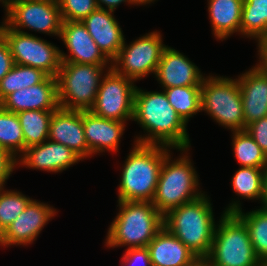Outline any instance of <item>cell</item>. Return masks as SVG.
<instances>
[{
  "mask_svg": "<svg viewBox=\"0 0 267 266\" xmlns=\"http://www.w3.org/2000/svg\"><path fill=\"white\" fill-rule=\"evenodd\" d=\"M147 134L134 143L163 145L173 149L190 148L187 124L170 105L164 92L145 91L136 86L133 119Z\"/></svg>",
  "mask_w": 267,
  "mask_h": 266,
  "instance_id": "6da1fadb",
  "label": "cell"
},
{
  "mask_svg": "<svg viewBox=\"0 0 267 266\" xmlns=\"http://www.w3.org/2000/svg\"><path fill=\"white\" fill-rule=\"evenodd\" d=\"M134 144L123 165L117 201L152 202L164 158L173 148Z\"/></svg>",
  "mask_w": 267,
  "mask_h": 266,
  "instance_id": "7a4b0ae2",
  "label": "cell"
},
{
  "mask_svg": "<svg viewBox=\"0 0 267 266\" xmlns=\"http://www.w3.org/2000/svg\"><path fill=\"white\" fill-rule=\"evenodd\" d=\"M212 208L207 195L203 194L169 210L163 215V225L197 257H207L217 225Z\"/></svg>",
  "mask_w": 267,
  "mask_h": 266,
  "instance_id": "3957f363",
  "label": "cell"
},
{
  "mask_svg": "<svg viewBox=\"0 0 267 266\" xmlns=\"http://www.w3.org/2000/svg\"><path fill=\"white\" fill-rule=\"evenodd\" d=\"M119 212L106 235L109 248H143L164 227L163 215L150 201H117Z\"/></svg>",
  "mask_w": 267,
  "mask_h": 266,
  "instance_id": "277c9868",
  "label": "cell"
},
{
  "mask_svg": "<svg viewBox=\"0 0 267 266\" xmlns=\"http://www.w3.org/2000/svg\"><path fill=\"white\" fill-rule=\"evenodd\" d=\"M188 148L178 149L182 156L171 160L169 152L164 158L152 204L162 214L197 199L205 192L200 188L198 174L188 156Z\"/></svg>",
  "mask_w": 267,
  "mask_h": 266,
  "instance_id": "5b68a950",
  "label": "cell"
},
{
  "mask_svg": "<svg viewBox=\"0 0 267 266\" xmlns=\"http://www.w3.org/2000/svg\"><path fill=\"white\" fill-rule=\"evenodd\" d=\"M207 258L211 266H264L253 250L247 226L235 213L221 214Z\"/></svg>",
  "mask_w": 267,
  "mask_h": 266,
  "instance_id": "8992f818",
  "label": "cell"
},
{
  "mask_svg": "<svg viewBox=\"0 0 267 266\" xmlns=\"http://www.w3.org/2000/svg\"><path fill=\"white\" fill-rule=\"evenodd\" d=\"M106 67L111 69V65L61 63L56 76L59 107L89 111L95 103Z\"/></svg>",
  "mask_w": 267,
  "mask_h": 266,
  "instance_id": "52a82bcc",
  "label": "cell"
},
{
  "mask_svg": "<svg viewBox=\"0 0 267 266\" xmlns=\"http://www.w3.org/2000/svg\"><path fill=\"white\" fill-rule=\"evenodd\" d=\"M201 111L219 125L232 131H244L241 90L236 79L206 76L201 85Z\"/></svg>",
  "mask_w": 267,
  "mask_h": 266,
  "instance_id": "ba28073f",
  "label": "cell"
},
{
  "mask_svg": "<svg viewBox=\"0 0 267 266\" xmlns=\"http://www.w3.org/2000/svg\"><path fill=\"white\" fill-rule=\"evenodd\" d=\"M0 34L9 46L14 63L40 69L51 77L57 76L61 65L58 47L28 32L15 31L4 21Z\"/></svg>",
  "mask_w": 267,
  "mask_h": 266,
  "instance_id": "9c48e42d",
  "label": "cell"
},
{
  "mask_svg": "<svg viewBox=\"0 0 267 266\" xmlns=\"http://www.w3.org/2000/svg\"><path fill=\"white\" fill-rule=\"evenodd\" d=\"M162 34L150 32L127 45L124 41L116 58L111 62V68L118 74L134 80L155 75L164 49Z\"/></svg>",
  "mask_w": 267,
  "mask_h": 266,
  "instance_id": "30bf717a",
  "label": "cell"
},
{
  "mask_svg": "<svg viewBox=\"0 0 267 266\" xmlns=\"http://www.w3.org/2000/svg\"><path fill=\"white\" fill-rule=\"evenodd\" d=\"M90 111L102 118L126 122L133 119L134 80L107 69Z\"/></svg>",
  "mask_w": 267,
  "mask_h": 266,
  "instance_id": "8fae6325",
  "label": "cell"
},
{
  "mask_svg": "<svg viewBox=\"0 0 267 266\" xmlns=\"http://www.w3.org/2000/svg\"><path fill=\"white\" fill-rule=\"evenodd\" d=\"M5 15L3 21L15 31L25 28L60 37L63 20L59 5L52 2L18 0Z\"/></svg>",
  "mask_w": 267,
  "mask_h": 266,
  "instance_id": "7c38bea8",
  "label": "cell"
},
{
  "mask_svg": "<svg viewBox=\"0 0 267 266\" xmlns=\"http://www.w3.org/2000/svg\"><path fill=\"white\" fill-rule=\"evenodd\" d=\"M56 213L52 206L32 199L25 210L0 235V246L4 248L32 244Z\"/></svg>",
  "mask_w": 267,
  "mask_h": 266,
  "instance_id": "4fadbf2b",
  "label": "cell"
},
{
  "mask_svg": "<svg viewBox=\"0 0 267 266\" xmlns=\"http://www.w3.org/2000/svg\"><path fill=\"white\" fill-rule=\"evenodd\" d=\"M59 38L62 39L70 53L67 55L60 50L61 63L111 65L82 22L63 21Z\"/></svg>",
  "mask_w": 267,
  "mask_h": 266,
  "instance_id": "5bb4252c",
  "label": "cell"
},
{
  "mask_svg": "<svg viewBox=\"0 0 267 266\" xmlns=\"http://www.w3.org/2000/svg\"><path fill=\"white\" fill-rule=\"evenodd\" d=\"M80 160L82 161L69 147L47 140L26 148L17 159V166L22 165L29 169L58 173L65 171Z\"/></svg>",
  "mask_w": 267,
  "mask_h": 266,
  "instance_id": "9a60e30c",
  "label": "cell"
},
{
  "mask_svg": "<svg viewBox=\"0 0 267 266\" xmlns=\"http://www.w3.org/2000/svg\"><path fill=\"white\" fill-rule=\"evenodd\" d=\"M155 77L162 89L179 86H201L205 76L178 50L167 45L159 61Z\"/></svg>",
  "mask_w": 267,
  "mask_h": 266,
  "instance_id": "2e32d148",
  "label": "cell"
},
{
  "mask_svg": "<svg viewBox=\"0 0 267 266\" xmlns=\"http://www.w3.org/2000/svg\"><path fill=\"white\" fill-rule=\"evenodd\" d=\"M0 106L16 114L27 110H57V79L48 76L39 84L12 92L0 102Z\"/></svg>",
  "mask_w": 267,
  "mask_h": 266,
  "instance_id": "e0dca14e",
  "label": "cell"
},
{
  "mask_svg": "<svg viewBox=\"0 0 267 266\" xmlns=\"http://www.w3.org/2000/svg\"><path fill=\"white\" fill-rule=\"evenodd\" d=\"M113 14L114 11L97 8L82 21L110 63L116 58L126 40L122 28Z\"/></svg>",
  "mask_w": 267,
  "mask_h": 266,
  "instance_id": "ac0fdd59",
  "label": "cell"
},
{
  "mask_svg": "<svg viewBox=\"0 0 267 266\" xmlns=\"http://www.w3.org/2000/svg\"><path fill=\"white\" fill-rule=\"evenodd\" d=\"M48 140L69 147L82 160L88 158L82 111L58 108L53 112Z\"/></svg>",
  "mask_w": 267,
  "mask_h": 266,
  "instance_id": "d6986e66",
  "label": "cell"
},
{
  "mask_svg": "<svg viewBox=\"0 0 267 266\" xmlns=\"http://www.w3.org/2000/svg\"><path fill=\"white\" fill-rule=\"evenodd\" d=\"M83 130L88 146V158L105 151L118 152L126 122L99 117L82 111Z\"/></svg>",
  "mask_w": 267,
  "mask_h": 266,
  "instance_id": "ffe728a7",
  "label": "cell"
},
{
  "mask_svg": "<svg viewBox=\"0 0 267 266\" xmlns=\"http://www.w3.org/2000/svg\"><path fill=\"white\" fill-rule=\"evenodd\" d=\"M243 105L244 129L267 116V74L256 65L237 78Z\"/></svg>",
  "mask_w": 267,
  "mask_h": 266,
  "instance_id": "44dd1931",
  "label": "cell"
},
{
  "mask_svg": "<svg viewBox=\"0 0 267 266\" xmlns=\"http://www.w3.org/2000/svg\"><path fill=\"white\" fill-rule=\"evenodd\" d=\"M152 266H187L197 256L163 227L147 246Z\"/></svg>",
  "mask_w": 267,
  "mask_h": 266,
  "instance_id": "7402d4cb",
  "label": "cell"
},
{
  "mask_svg": "<svg viewBox=\"0 0 267 266\" xmlns=\"http://www.w3.org/2000/svg\"><path fill=\"white\" fill-rule=\"evenodd\" d=\"M214 37L223 41L234 33L241 34L244 0H207Z\"/></svg>",
  "mask_w": 267,
  "mask_h": 266,
  "instance_id": "603a6c76",
  "label": "cell"
},
{
  "mask_svg": "<svg viewBox=\"0 0 267 266\" xmlns=\"http://www.w3.org/2000/svg\"><path fill=\"white\" fill-rule=\"evenodd\" d=\"M239 201H232L224 213H235L247 226L253 250L264 266L267 265V209L252 210L244 213Z\"/></svg>",
  "mask_w": 267,
  "mask_h": 266,
  "instance_id": "cb8c5ba5",
  "label": "cell"
},
{
  "mask_svg": "<svg viewBox=\"0 0 267 266\" xmlns=\"http://www.w3.org/2000/svg\"><path fill=\"white\" fill-rule=\"evenodd\" d=\"M55 110H27L17 113L23 131L25 150L48 140L50 121Z\"/></svg>",
  "mask_w": 267,
  "mask_h": 266,
  "instance_id": "d4e9b609",
  "label": "cell"
},
{
  "mask_svg": "<svg viewBox=\"0 0 267 266\" xmlns=\"http://www.w3.org/2000/svg\"><path fill=\"white\" fill-rule=\"evenodd\" d=\"M267 168L240 167L231 180L232 190L242 199L263 201Z\"/></svg>",
  "mask_w": 267,
  "mask_h": 266,
  "instance_id": "484cf974",
  "label": "cell"
},
{
  "mask_svg": "<svg viewBox=\"0 0 267 266\" xmlns=\"http://www.w3.org/2000/svg\"><path fill=\"white\" fill-rule=\"evenodd\" d=\"M241 35L259 40L267 37V0H244Z\"/></svg>",
  "mask_w": 267,
  "mask_h": 266,
  "instance_id": "4316f807",
  "label": "cell"
},
{
  "mask_svg": "<svg viewBox=\"0 0 267 266\" xmlns=\"http://www.w3.org/2000/svg\"><path fill=\"white\" fill-rule=\"evenodd\" d=\"M170 105L187 124L201 111V86H179L163 89Z\"/></svg>",
  "mask_w": 267,
  "mask_h": 266,
  "instance_id": "83f0119b",
  "label": "cell"
},
{
  "mask_svg": "<svg viewBox=\"0 0 267 266\" xmlns=\"http://www.w3.org/2000/svg\"><path fill=\"white\" fill-rule=\"evenodd\" d=\"M232 134V149L240 167L267 168L266 154L246 130Z\"/></svg>",
  "mask_w": 267,
  "mask_h": 266,
  "instance_id": "f1b7e54d",
  "label": "cell"
},
{
  "mask_svg": "<svg viewBox=\"0 0 267 266\" xmlns=\"http://www.w3.org/2000/svg\"><path fill=\"white\" fill-rule=\"evenodd\" d=\"M0 148L9 152L15 159H18L25 151L23 131L17 114L4 110L1 106Z\"/></svg>",
  "mask_w": 267,
  "mask_h": 266,
  "instance_id": "f546056e",
  "label": "cell"
},
{
  "mask_svg": "<svg viewBox=\"0 0 267 266\" xmlns=\"http://www.w3.org/2000/svg\"><path fill=\"white\" fill-rule=\"evenodd\" d=\"M47 77L40 69L14 63L12 69L0 80V102L10 93L39 84Z\"/></svg>",
  "mask_w": 267,
  "mask_h": 266,
  "instance_id": "4dcf8cb0",
  "label": "cell"
},
{
  "mask_svg": "<svg viewBox=\"0 0 267 266\" xmlns=\"http://www.w3.org/2000/svg\"><path fill=\"white\" fill-rule=\"evenodd\" d=\"M32 198L20 191L0 188V235L25 210Z\"/></svg>",
  "mask_w": 267,
  "mask_h": 266,
  "instance_id": "1f68e13d",
  "label": "cell"
},
{
  "mask_svg": "<svg viewBox=\"0 0 267 266\" xmlns=\"http://www.w3.org/2000/svg\"><path fill=\"white\" fill-rule=\"evenodd\" d=\"M97 8L96 0H61L59 3L63 21L82 22Z\"/></svg>",
  "mask_w": 267,
  "mask_h": 266,
  "instance_id": "d6a6232c",
  "label": "cell"
},
{
  "mask_svg": "<svg viewBox=\"0 0 267 266\" xmlns=\"http://www.w3.org/2000/svg\"><path fill=\"white\" fill-rule=\"evenodd\" d=\"M122 266H152L150 260V253L147 247L126 249L122 256Z\"/></svg>",
  "mask_w": 267,
  "mask_h": 266,
  "instance_id": "836d02e7",
  "label": "cell"
},
{
  "mask_svg": "<svg viewBox=\"0 0 267 266\" xmlns=\"http://www.w3.org/2000/svg\"><path fill=\"white\" fill-rule=\"evenodd\" d=\"M245 130L267 156V116L251 122Z\"/></svg>",
  "mask_w": 267,
  "mask_h": 266,
  "instance_id": "e575fe53",
  "label": "cell"
},
{
  "mask_svg": "<svg viewBox=\"0 0 267 266\" xmlns=\"http://www.w3.org/2000/svg\"><path fill=\"white\" fill-rule=\"evenodd\" d=\"M17 166L15 159L9 152L0 148V188L5 187L6 181Z\"/></svg>",
  "mask_w": 267,
  "mask_h": 266,
  "instance_id": "d590c367",
  "label": "cell"
},
{
  "mask_svg": "<svg viewBox=\"0 0 267 266\" xmlns=\"http://www.w3.org/2000/svg\"><path fill=\"white\" fill-rule=\"evenodd\" d=\"M14 61L9 46L0 34V80L12 69Z\"/></svg>",
  "mask_w": 267,
  "mask_h": 266,
  "instance_id": "8d00e7d4",
  "label": "cell"
},
{
  "mask_svg": "<svg viewBox=\"0 0 267 266\" xmlns=\"http://www.w3.org/2000/svg\"><path fill=\"white\" fill-rule=\"evenodd\" d=\"M124 2L129 5H146L142 0H96L98 8L111 11H115L117 6ZM103 5L106 6V8Z\"/></svg>",
  "mask_w": 267,
  "mask_h": 266,
  "instance_id": "74e56055",
  "label": "cell"
},
{
  "mask_svg": "<svg viewBox=\"0 0 267 266\" xmlns=\"http://www.w3.org/2000/svg\"><path fill=\"white\" fill-rule=\"evenodd\" d=\"M257 42L259 62L256 66L267 74V37L261 38Z\"/></svg>",
  "mask_w": 267,
  "mask_h": 266,
  "instance_id": "f35d334b",
  "label": "cell"
},
{
  "mask_svg": "<svg viewBox=\"0 0 267 266\" xmlns=\"http://www.w3.org/2000/svg\"><path fill=\"white\" fill-rule=\"evenodd\" d=\"M187 266H211L207 257H197Z\"/></svg>",
  "mask_w": 267,
  "mask_h": 266,
  "instance_id": "ab89813d",
  "label": "cell"
},
{
  "mask_svg": "<svg viewBox=\"0 0 267 266\" xmlns=\"http://www.w3.org/2000/svg\"><path fill=\"white\" fill-rule=\"evenodd\" d=\"M262 207L267 209V171L265 174L264 198L262 201Z\"/></svg>",
  "mask_w": 267,
  "mask_h": 266,
  "instance_id": "60d3db41",
  "label": "cell"
},
{
  "mask_svg": "<svg viewBox=\"0 0 267 266\" xmlns=\"http://www.w3.org/2000/svg\"><path fill=\"white\" fill-rule=\"evenodd\" d=\"M17 1L18 0H0V2L3 4V7L5 8V11H7Z\"/></svg>",
  "mask_w": 267,
  "mask_h": 266,
  "instance_id": "b9f144b4",
  "label": "cell"
},
{
  "mask_svg": "<svg viewBox=\"0 0 267 266\" xmlns=\"http://www.w3.org/2000/svg\"><path fill=\"white\" fill-rule=\"evenodd\" d=\"M34 1H46V2H52L54 4L59 5V3H60L61 0H34Z\"/></svg>",
  "mask_w": 267,
  "mask_h": 266,
  "instance_id": "7bdbcfd3",
  "label": "cell"
},
{
  "mask_svg": "<svg viewBox=\"0 0 267 266\" xmlns=\"http://www.w3.org/2000/svg\"><path fill=\"white\" fill-rule=\"evenodd\" d=\"M145 4H150V3H152V2H154V1H156V0H142Z\"/></svg>",
  "mask_w": 267,
  "mask_h": 266,
  "instance_id": "ee69618b",
  "label": "cell"
}]
</instances>
